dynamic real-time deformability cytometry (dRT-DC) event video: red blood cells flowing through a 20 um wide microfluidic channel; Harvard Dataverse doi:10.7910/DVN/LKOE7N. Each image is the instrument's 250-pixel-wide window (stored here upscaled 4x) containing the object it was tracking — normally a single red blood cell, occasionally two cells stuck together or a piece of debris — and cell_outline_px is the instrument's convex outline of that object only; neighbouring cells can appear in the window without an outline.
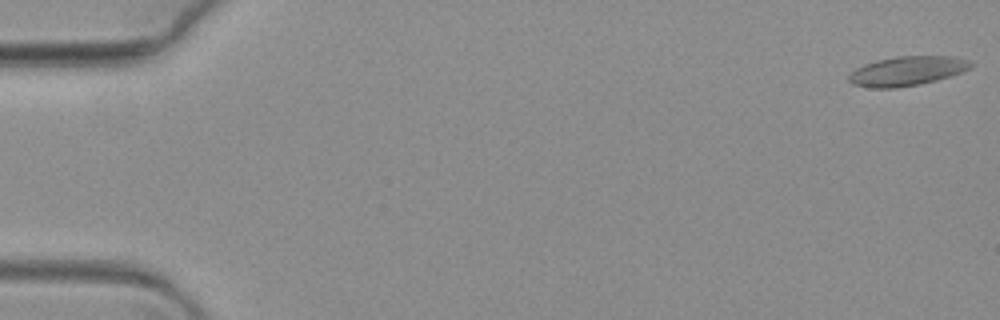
{"species": "common noctule bat (a hibernating species)", "species_latin": "Nyctalus noctula", "temperature_condition": "warm", "stored_images_in_passage": 43, "camera_frame_rate_fps": 3000, "um_per_image_px": 0.085, "animal": {"sex": "female", "body_mass_g": 19.3, "forearm_length_mm": 54.1}, "frame": {"image": 1, "passage_image": 1, "time_ms": 0.0, "image_size_px": [1000, 320], "cell_outline_px": [[972, 64], [968, 68], [960, 72], [936, 80], [920, 84], [896, 88], [872, 88], [852, 84], [848, 80], [848, 76], [856, 68], [864, 64], [876, 60], [896, 56], [956, 56], [972, 60]], "centroid_in_image_um": [77.08, 6.02], "position_along_channel_um": 7.9, "area_um2": 20.87}}
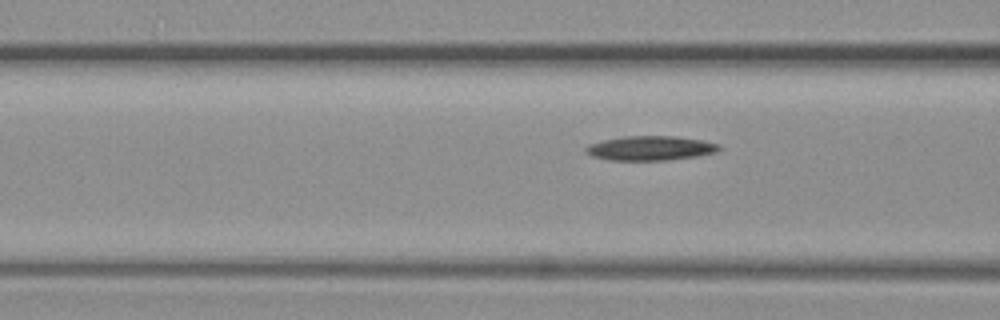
{"frame": {"image": 2, "passage_image": 27, "time_ms": 8.667, "image_size_px": [1000, 320], "cell_outline_px": [[724, 148], [716, 152], [696, 156], [668, 160], [608, 160], [592, 156], [584, 152], [584, 148], [588, 144], [604, 140], [624, 136], [676, 136], [700, 140], [720, 144]], "centroid_in_image_um": [55.27, 12.59], "position_along_channel_um": 111.3, "area_um2": 19.07}}
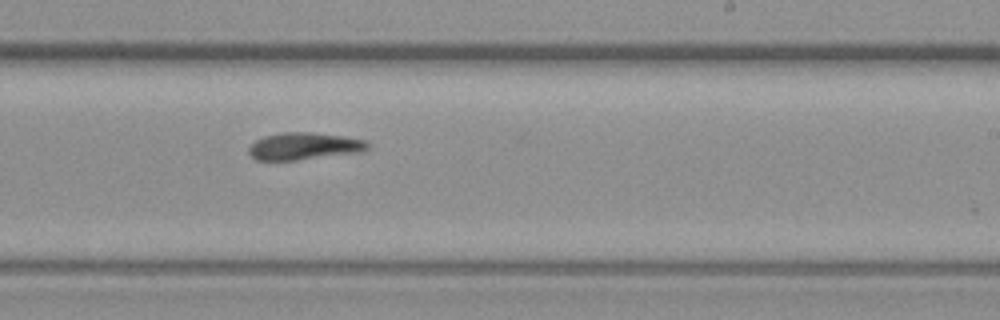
{"frame": {"image": 3, "passage_image": 42, "time_ms": 13.667, "image_size_px": [1000, 320], "cell_outline_px": [[372, 144], [368, 148], [360, 152], [296, 160], [256, 160], [248, 152], [248, 148], [256, 140], [264, 136], [284, 132], [312, 132], [344, 136], [364, 140]], "centroid_in_image_um": [25.86, 12.42], "position_along_channel_um": 263.1, "area_um2": 18.79}}